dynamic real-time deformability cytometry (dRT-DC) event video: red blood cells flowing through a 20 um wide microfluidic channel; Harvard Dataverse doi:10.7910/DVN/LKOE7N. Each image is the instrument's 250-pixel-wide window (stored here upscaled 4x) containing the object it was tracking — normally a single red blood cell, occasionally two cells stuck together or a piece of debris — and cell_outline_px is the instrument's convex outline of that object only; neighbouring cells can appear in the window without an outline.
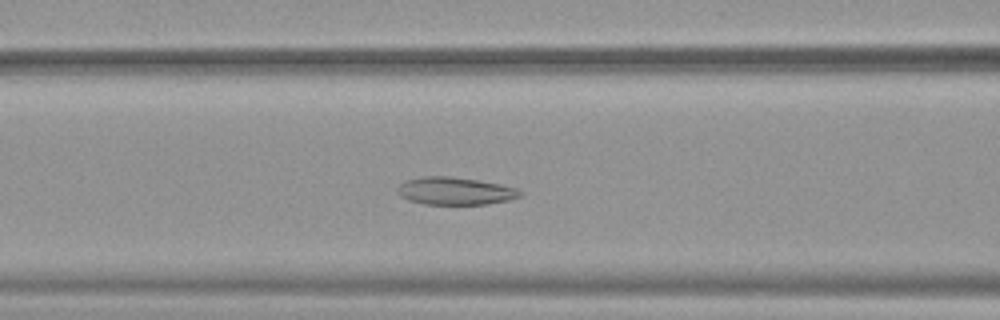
{"species": "common noctule bat (a hibernating species)", "species_latin": "Nyctalus noctula", "temperature_condition": "warm", "stored_images_in_passage": 45, "camera_frame_rate_fps": 3000, "um_per_image_px": 0.085, "animal": {"sex": "female", "body_mass_g": 19.9}, "frame": {"image": 1, "passage_image": 19, "time_ms": 6.0, "image_size_px": [1000, 320], "cell_outline_px": [[524, 196], [508, 200], [488, 204], [424, 204], [408, 200], [400, 196], [396, 192], [396, 188], [404, 180], [420, 176], [452, 176], [480, 180], [500, 184], [516, 188], [524, 192]], "centroid_in_image_um": [38.68, 16.22], "position_along_channel_um": 127.9, "area_um2": 20.11}}
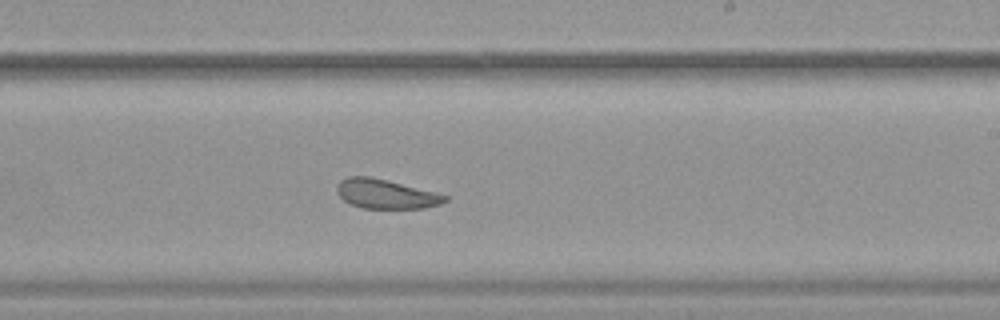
{"frame": {"image": 2, "passage_image": 29, "time_ms": 9.333, "image_size_px": [1000, 320], "cell_outline_px": [[448, 200], [440, 204], [424, 208], [360, 208], [344, 200], [336, 192], [336, 188], [340, 180], [348, 176], [368, 176], [388, 180], [436, 192], [448, 196]], "centroid_in_image_um": [32.79, 16.48], "position_along_channel_um": 256.2, "area_um2": 18.5}}
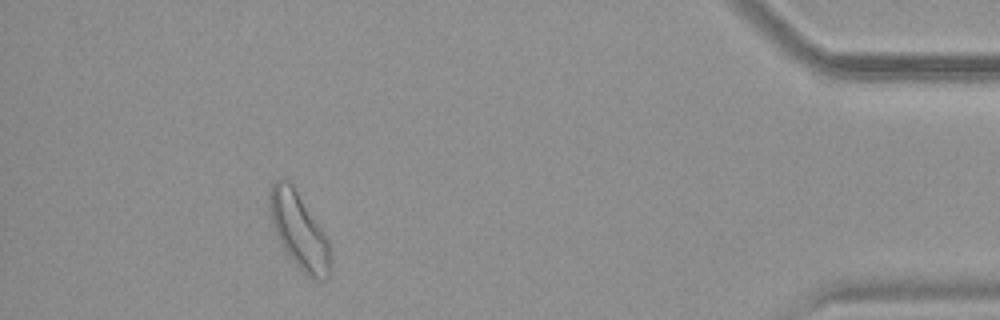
{"frame": {"image": 3, "passage_image": 45, "time_ms": 14.667, "image_size_px": [1000, 320], "cell_outline_px": [[332, 272], [324, 280], [316, 280], [308, 276], [288, 256], [272, 224], [268, 208], [268, 196], [272, 184], [276, 180], [284, 176], [292, 184], [328, 240], [332, 260]], "centroid_in_image_um": [25.42, 19.61], "position_along_channel_um": 409.8, "area_um2": 26.82}, "authors_computed_cell_mechanics": {"area_um2": 21.7906, "velocity_mm_per_s": 3.8652, "shape_relaxation_time_tau1_ms": 7.0152, "shape_relaxation_time_tau2_ms": 3.1703, "deformation_change_tau1": 0.1228, "deformation_change_tau2": 0.0975}}